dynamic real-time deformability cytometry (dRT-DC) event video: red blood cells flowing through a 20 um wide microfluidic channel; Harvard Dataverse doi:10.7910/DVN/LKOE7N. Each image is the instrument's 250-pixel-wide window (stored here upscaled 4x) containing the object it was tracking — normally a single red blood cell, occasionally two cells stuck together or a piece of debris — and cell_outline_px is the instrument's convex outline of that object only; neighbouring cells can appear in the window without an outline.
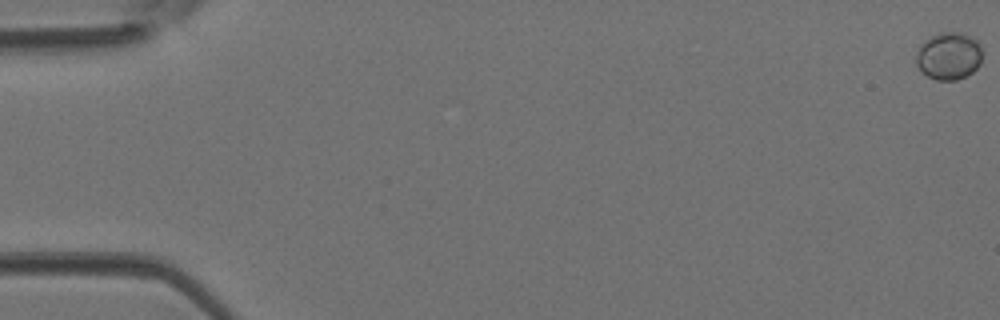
{"species": "Egyptian fruit bat (a non-hibernating species)", "species_latin": "Rousettus aegyptiacus", "temperature_condition": "room temperature", "stored_images_in_passage": 45, "camera_frame_rate_fps": 3000, "um_per_image_px": 0.085, "animal": {"sex": "female"}, "frame": {"image": 1, "passage_image": 1, "time_ms": 0.0, "image_size_px": [1000, 320], "cell_outline_px": [[980, 64], [972, 72], [956, 80], [936, 80], [920, 72], [916, 64], [916, 52], [920, 44], [932, 36], [940, 32], [964, 32], [972, 36], [980, 44]], "centroid_in_image_um": [80.62, 4.75], "position_along_channel_um": 4.4, "area_um2": 18.38}}
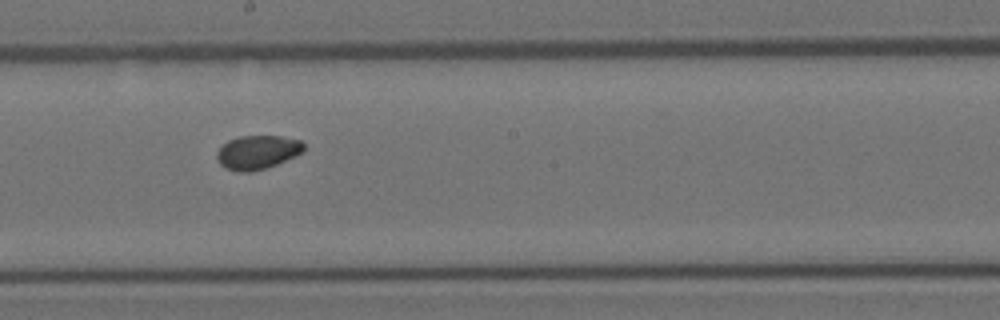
{"frame": {"image": 2, "passage_image": 26, "time_ms": 8.333, "image_size_px": [1000, 320], "cell_outline_px": [[304, 152], [276, 164], [252, 172], [236, 172], [224, 168], [220, 164], [216, 156], [216, 152], [228, 140], [240, 136], [280, 136], [300, 140], [304, 144]], "centroid_in_image_um": [21.86, 12.95], "position_along_channel_um": 226.3, "area_um2": 17.17}}
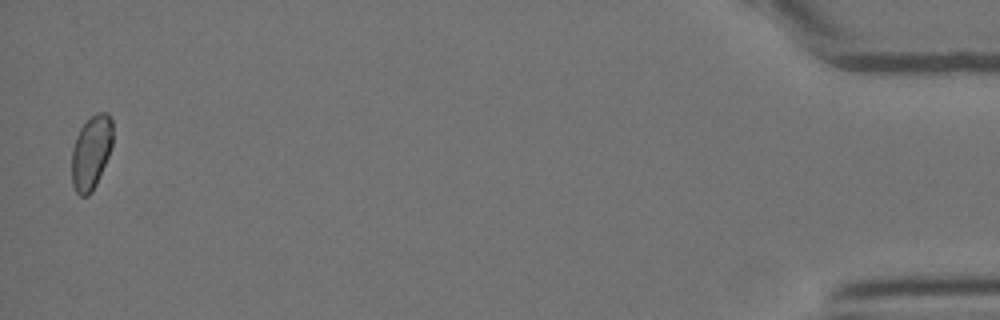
{"frame": {"image": 3, "passage_image": 45, "time_ms": 14.667, "image_size_px": [1000, 320], "cell_outline_px": [[112, 144], [108, 156], [96, 184], [92, 192], [88, 196], [80, 196], [76, 192], [72, 184], [72, 148], [76, 136], [80, 128], [96, 112], [108, 112], [112, 120]], "centroid_in_image_um": [7.74, 12.95], "position_along_channel_um": 427.5, "area_um2": 17.63}}